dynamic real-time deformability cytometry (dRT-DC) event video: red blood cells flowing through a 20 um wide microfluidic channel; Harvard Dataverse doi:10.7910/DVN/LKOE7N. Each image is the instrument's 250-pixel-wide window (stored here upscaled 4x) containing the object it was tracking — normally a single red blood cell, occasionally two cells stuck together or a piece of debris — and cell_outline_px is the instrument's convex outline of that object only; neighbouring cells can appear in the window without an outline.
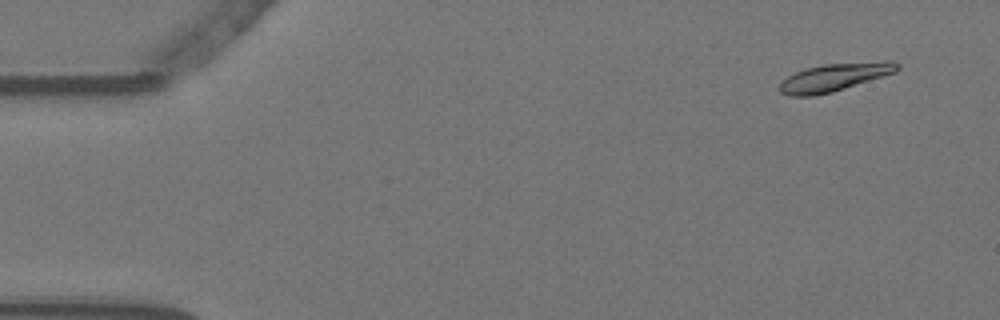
{"species": "Egyptian fruit bat (a non-hibernating species)", "species_latin": "Rousettus aegyptiacus", "temperature_condition": "warm", "stored_images_in_passage": 49, "camera_frame_rate_fps": 3000, "um_per_image_px": 0.085, "animal": {"sex": "female"}, "frame": {"image": 1, "passage_image": 1, "time_ms": 0.0, "image_size_px": [1000, 320], "cell_outline_px": [[900, 68], [896, 72], [832, 92], [812, 96], [792, 96], [780, 92], [776, 88], [788, 76], [796, 72], [808, 68], [824, 64], [884, 60], [892, 60], [900, 64]], "centroid_in_image_um": [70.97, 6.55], "position_along_channel_um": 14.0, "area_um2": 19.13}}
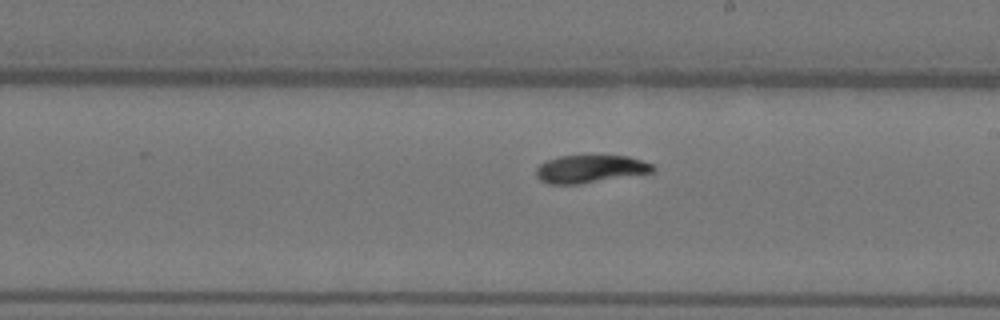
{"frame": {"image": 2, "passage_image": 30, "time_ms": 9.667, "image_size_px": [1000, 320], "cell_outline_px": [[656, 172], [580, 184], [548, 184], [540, 180], [536, 176], [536, 168], [540, 164], [548, 160], [560, 156], [628, 156], [652, 164], [656, 168]], "centroid_in_image_um": [50.19, 14.37], "position_along_channel_um": 238.8, "area_um2": 18.9}}
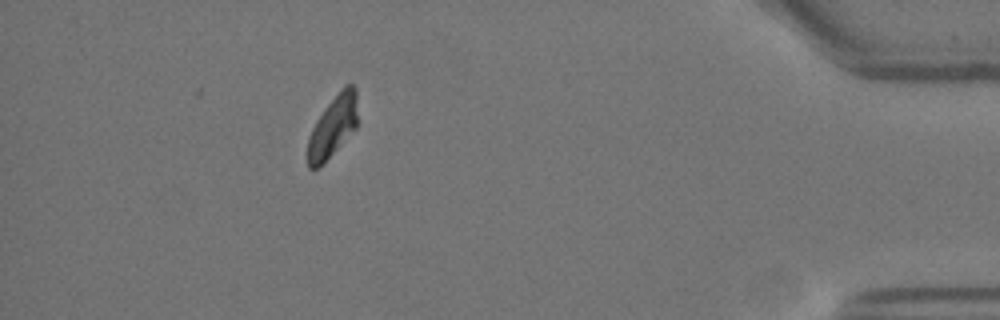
{"frame": {"image": 3, "passage_image": 49, "time_ms": 16.0, "image_size_px": [1000, 320], "cell_outline_px": [[356, 128], [320, 168], [308, 168], [308, 136], [316, 120], [340, 88], [344, 84], [352, 84], [356, 88]], "centroid_in_image_um": [28.28, 10.75], "position_along_channel_um": 406.9, "area_um2": 17.8}, "authors_computed_cell_mechanics": {"area_um2": 19.2474, "velocity_mm_per_s": 3.492, "shape_relaxation_time_tau1_ms": 5.0046, "shape_relaxation_time_tau2_ms": 4.5696, "deformation_change_tau1": 0.157, "deformation_change_tau2": 0.0737}}